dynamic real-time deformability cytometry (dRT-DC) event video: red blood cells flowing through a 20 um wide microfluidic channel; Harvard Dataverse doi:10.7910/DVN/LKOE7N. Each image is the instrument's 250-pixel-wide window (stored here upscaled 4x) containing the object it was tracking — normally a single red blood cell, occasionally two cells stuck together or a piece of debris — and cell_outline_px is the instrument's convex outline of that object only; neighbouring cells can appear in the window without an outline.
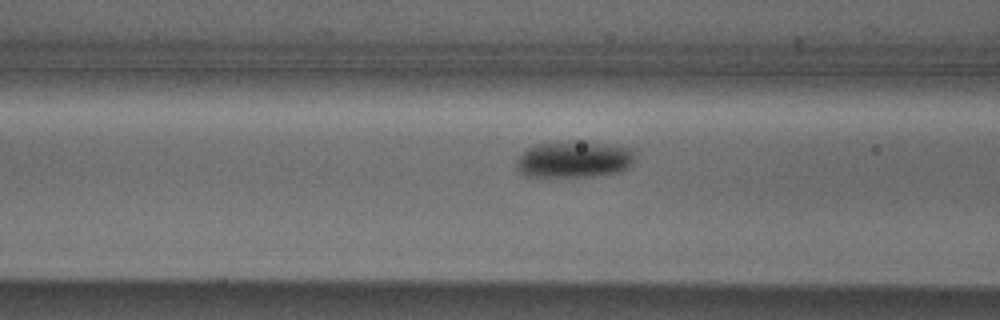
{"species": "Egyptian fruit bat (a non-hibernating species)", "species_latin": "Rousettus aegyptiacus", "temperature_condition": "cold", "stored_images_in_passage": 15, "camera_frame_rate_fps": 3000, "um_per_image_px": 0.085, "animal": {"sex": "male"}, "frame": {"image": 1, "passage_image": 9, "time_ms": 2.667, "image_size_px": [1000, 320], "cell_outline_px": [[636, 160], [628, 168], [620, 172], [592, 176], [524, 176], [516, 168], [516, 160], [528, 148], [536, 144], [608, 144], [632, 148]], "centroid_in_image_um": [48.83, 13.59], "position_along_channel_um": 117.8, "area_um2": 24.45}}
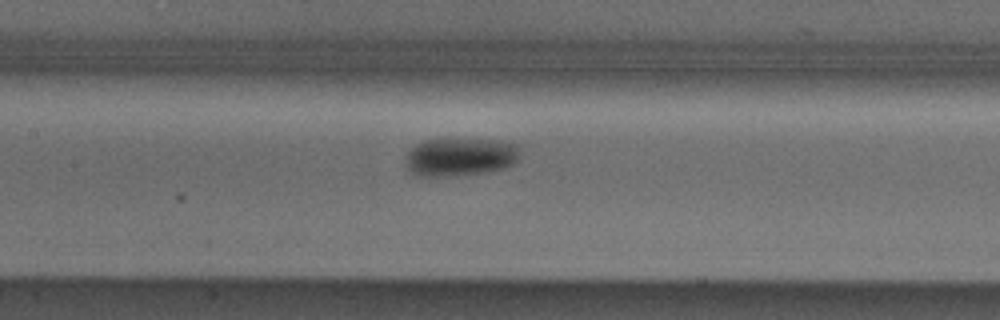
{"frame": {"image": 2, "passage_image": 13, "time_ms": 4.0, "image_size_px": [1000, 320], "cell_outline_px": [[520, 156], [512, 164], [504, 168], [488, 172], [448, 176], [412, 176], [404, 164], [404, 156], [408, 148], [424, 140], [496, 140], [516, 144]], "centroid_in_image_um": [39.01, 13.36], "position_along_channel_um": 168.4, "area_um2": 25.66}}